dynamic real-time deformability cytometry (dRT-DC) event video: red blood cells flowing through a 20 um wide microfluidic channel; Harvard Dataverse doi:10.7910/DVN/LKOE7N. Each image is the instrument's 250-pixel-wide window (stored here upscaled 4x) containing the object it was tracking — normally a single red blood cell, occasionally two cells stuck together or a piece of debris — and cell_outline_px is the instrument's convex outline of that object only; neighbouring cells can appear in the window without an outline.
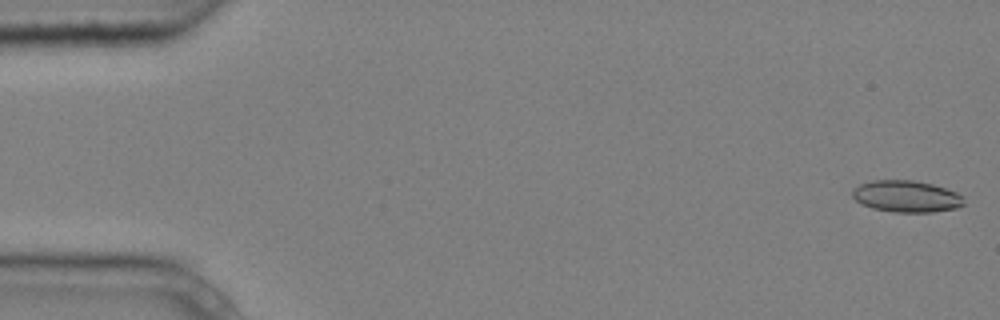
{"species": "common noctule bat (a hibernating species)", "species_latin": "Nyctalus noctula", "temperature_condition": "cold", "stored_images_in_passage": 5, "camera_frame_rate_fps": 3000, "um_per_image_px": 0.085, "animal": {"sex": "male", "body_mass_g": 20.4}, "frame": {"image": 1, "passage_image": 1, "time_ms": 0.0, "image_size_px": [1000, 320], "cell_outline_px": [[964, 204], [956, 208], [932, 212], [892, 212], [872, 208], [860, 204], [852, 196], [852, 188], [860, 184], [872, 180], [912, 180], [932, 184], [956, 192], [964, 196]], "centroid_in_image_um": [77.02, 16.69], "position_along_channel_um": 8.0, "area_um2": 20.69}}
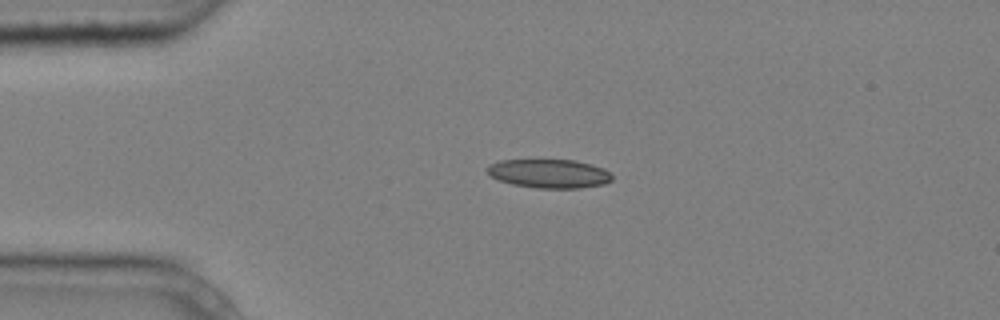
{"frame": {"image": 2, "passage_image": 4, "time_ms": 1.0, "image_size_px": [1000, 320], "cell_outline_px": [[612, 180], [604, 184], [580, 188], [540, 188], [512, 184], [500, 180], [492, 176], [484, 168], [488, 164], [500, 160], [576, 160], [592, 164], [604, 168], [612, 176]], "centroid_in_image_um": [46.68, 14.74], "position_along_channel_um": 38.3, "area_um2": 20.98}}
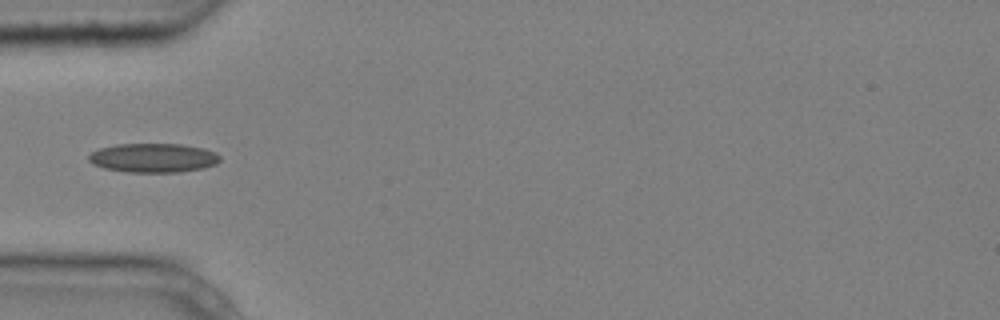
{"frame": {"image": 3, "passage_image": 5, "time_ms": 1.333, "image_size_px": [1000, 320], "cell_outline_px": [[220, 160], [216, 164], [204, 168], [180, 172], [128, 172], [104, 168], [92, 164], [88, 160], [88, 156], [92, 152], [100, 148], [116, 144], [180, 144], [204, 148], [216, 152], [220, 156]], "centroid_in_image_um": [13.04, 13.42], "position_along_channel_um": 72.0, "area_um2": 22.37}}